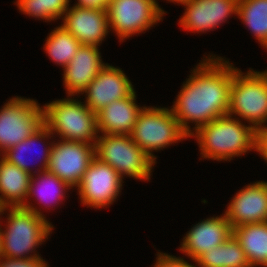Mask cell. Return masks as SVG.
Here are the masks:
<instances>
[{"mask_svg":"<svg viewBox=\"0 0 267 267\" xmlns=\"http://www.w3.org/2000/svg\"><path fill=\"white\" fill-rule=\"evenodd\" d=\"M209 56L191 70L171 108L188 136L200 126L228 114L233 64L222 57ZM191 122L195 123L192 130Z\"/></svg>","mask_w":267,"mask_h":267,"instance_id":"cell-1","label":"cell"},{"mask_svg":"<svg viewBox=\"0 0 267 267\" xmlns=\"http://www.w3.org/2000/svg\"><path fill=\"white\" fill-rule=\"evenodd\" d=\"M194 132L189 137H196L201 157L205 159L230 161L248 151H258V131L228 114Z\"/></svg>","mask_w":267,"mask_h":267,"instance_id":"cell-2","label":"cell"},{"mask_svg":"<svg viewBox=\"0 0 267 267\" xmlns=\"http://www.w3.org/2000/svg\"><path fill=\"white\" fill-rule=\"evenodd\" d=\"M4 211L9 214L1 233L0 256L18 259L40 257L35 250L48 239L54 226L46 218L20 206L1 207L2 215Z\"/></svg>","mask_w":267,"mask_h":267,"instance_id":"cell-3","label":"cell"},{"mask_svg":"<svg viewBox=\"0 0 267 267\" xmlns=\"http://www.w3.org/2000/svg\"><path fill=\"white\" fill-rule=\"evenodd\" d=\"M43 123L60 139L94 144L98 138L97 115L84 102L69 96L42 106Z\"/></svg>","mask_w":267,"mask_h":267,"instance_id":"cell-4","label":"cell"},{"mask_svg":"<svg viewBox=\"0 0 267 267\" xmlns=\"http://www.w3.org/2000/svg\"><path fill=\"white\" fill-rule=\"evenodd\" d=\"M235 114V115H234ZM228 115L239 116L258 132L267 123V70L247 73L233 66Z\"/></svg>","mask_w":267,"mask_h":267,"instance_id":"cell-5","label":"cell"},{"mask_svg":"<svg viewBox=\"0 0 267 267\" xmlns=\"http://www.w3.org/2000/svg\"><path fill=\"white\" fill-rule=\"evenodd\" d=\"M95 157L110 165L120 176L149 181L156 162L143 151L130 135L102 134L95 143Z\"/></svg>","mask_w":267,"mask_h":267,"instance_id":"cell-6","label":"cell"},{"mask_svg":"<svg viewBox=\"0 0 267 267\" xmlns=\"http://www.w3.org/2000/svg\"><path fill=\"white\" fill-rule=\"evenodd\" d=\"M129 135L155 162L157 158L152 153L154 150H162L172 143L189 138L179 126L171 109L147 106H144L138 114Z\"/></svg>","mask_w":267,"mask_h":267,"instance_id":"cell-7","label":"cell"},{"mask_svg":"<svg viewBox=\"0 0 267 267\" xmlns=\"http://www.w3.org/2000/svg\"><path fill=\"white\" fill-rule=\"evenodd\" d=\"M43 108L34 99L15 96L0 109V156L43 125Z\"/></svg>","mask_w":267,"mask_h":267,"instance_id":"cell-8","label":"cell"},{"mask_svg":"<svg viewBox=\"0 0 267 267\" xmlns=\"http://www.w3.org/2000/svg\"><path fill=\"white\" fill-rule=\"evenodd\" d=\"M106 10L109 28L117 34L120 42L134 34L144 33L164 16L154 0H110Z\"/></svg>","mask_w":267,"mask_h":267,"instance_id":"cell-9","label":"cell"},{"mask_svg":"<svg viewBox=\"0 0 267 267\" xmlns=\"http://www.w3.org/2000/svg\"><path fill=\"white\" fill-rule=\"evenodd\" d=\"M122 179L110 165L95 157L77 188L82 205L102 209L116 202L124 183Z\"/></svg>","mask_w":267,"mask_h":267,"instance_id":"cell-10","label":"cell"},{"mask_svg":"<svg viewBox=\"0 0 267 267\" xmlns=\"http://www.w3.org/2000/svg\"><path fill=\"white\" fill-rule=\"evenodd\" d=\"M60 140L52 145L47 170L70 187H78L89 164L95 158V146L84 142Z\"/></svg>","mask_w":267,"mask_h":267,"instance_id":"cell-11","label":"cell"},{"mask_svg":"<svg viewBox=\"0 0 267 267\" xmlns=\"http://www.w3.org/2000/svg\"><path fill=\"white\" fill-rule=\"evenodd\" d=\"M239 0H183L186 9L179 25L188 32H207L237 15Z\"/></svg>","mask_w":267,"mask_h":267,"instance_id":"cell-12","label":"cell"},{"mask_svg":"<svg viewBox=\"0 0 267 267\" xmlns=\"http://www.w3.org/2000/svg\"><path fill=\"white\" fill-rule=\"evenodd\" d=\"M133 85L123 70L107 64L87 86L85 105L95 114L110 102L129 97Z\"/></svg>","mask_w":267,"mask_h":267,"instance_id":"cell-13","label":"cell"},{"mask_svg":"<svg viewBox=\"0 0 267 267\" xmlns=\"http://www.w3.org/2000/svg\"><path fill=\"white\" fill-rule=\"evenodd\" d=\"M64 27L81 45L99 47L110 31L107 10L72 6L64 13Z\"/></svg>","mask_w":267,"mask_h":267,"instance_id":"cell-14","label":"cell"},{"mask_svg":"<svg viewBox=\"0 0 267 267\" xmlns=\"http://www.w3.org/2000/svg\"><path fill=\"white\" fill-rule=\"evenodd\" d=\"M224 212L232 228L267 222V181H256L240 189Z\"/></svg>","mask_w":267,"mask_h":267,"instance_id":"cell-15","label":"cell"},{"mask_svg":"<svg viewBox=\"0 0 267 267\" xmlns=\"http://www.w3.org/2000/svg\"><path fill=\"white\" fill-rule=\"evenodd\" d=\"M233 234V228L225 214L203 219L184 236L180 251L193 262L204 252L216 248Z\"/></svg>","mask_w":267,"mask_h":267,"instance_id":"cell-16","label":"cell"},{"mask_svg":"<svg viewBox=\"0 0 267 267\" xmlns=\"http://www.w3.org/2000/svg\"><path fill=\"white\" fill-rule=\"evenodd\" d=\"M107 65L101 59L97 46L81 45L77 54L62 70L63 82L68 96L83 94L87 86L97 74Z\"/></svg>","mask_w":267,"mask_h":267,"instance_id":"cell-17","label":"cell"},{"mask_svg":"<svg viewBox=\"0 0 267 267\" xmlns=\"http://www.w3.org/2000/svg\"><path fill=\"white\" fill-rule=\"evenodd\" d=\"M143 107L136 104V92L110 102L97 115L98 133L129 135Z\"/></svg>","mask_w":267,"mask_h":267,"instance_id":"cell-18","label":"cell"},{"mask_svg":"<svg viewBox=\"0 0 267 267\" xmlns=\"http://www.w3.org/2000/svg\"><path fill=\"white\" fill-rule=\"evenodd\" d=\"M69 189H72V187H70L66 182H63L60 178H58L48 170L39 172L36 175L33 174L30 180L27 199L20 207L33 211L39 216L46 218L45 215L41 212L40 208L38 210L35 206L32 205L33 203L30 204V201H27L28 198L31 199V197L35 196V198L38 199L36 201L42 204L44 203L43 205L46 206V208L51 206V208H53L54 205H59V203L64 200V198L66 197L65 192H67V190Z\"/></svg>","mask_w":267,"mask_h":267,"instance_id":"cell-19","label":"cell"},{"mask_svg":"<svg viewBox=\"0 0 267 267\" xmlns=\"http://www.w3.org/2000/svg\"><path fill=\"white\" fill-rule=\"evenodd\" d=\"M31 174L0 158V207H18L27 199Z\"/></svg>","mask_w":267,"mask_h":267,"instance_id":"cell-20","label":"cell"},{"mask_svg":"<svg viewBox=\"0 0 267 267\" xmlns=\"http://www.w3.org/2000/svg\"><path fill=\"white\" fill-rule=\"evenodd\" d=\"M251 267H267V222L250 223L233 227Z\"/></svg>","mask_w":267,"mask_h":267,"instance_id":"cell-21","label":"cell"},{"mask_svg":"<svg viewBox=\"0 0 267 267\" xmlns=\"http://www.w3.org/2000/svg\"><path fill=\"white\" fill-rule=\"evenodd\" d=\"M52 137H54V136L51 133V131L43 124L39 129L36 130V132H34L27 139L23 140L22 142L18 143L14 147H12V148L8 149L6 152H4L1 157L6 159L9 163L14 164L17 167H19L20 169L33 175V173H32L33 170H32V168H30L31 166H29L30 163L27 162V160H26L25 153L26 152L28 153L29 151H31L32 147H35L37 145V143L41 142L43 144V143H45V141H47V139H49V138L51 139ZM42 140H43V142H42ZM54 142L55 141H53V142L51 141V143H49L48 147H47V145H44L45 146L43 149L44 151L41 150V152L43 154L40 153V155H42V159L40 157L41 163L38 166L39 168H37L38 173L48 169L50 152H51V148H52V145ZM33 145H35V146H33Z\"/></svg>","mask_w":267,"mask_h":267,"instance_id":"cell-22","label":"cell"},{"mask_svg":"<svg viewBox=\"0 0 267 267\" xmlns=\"http://www.w3.org/2000/svg\"><path fill=\"white\" fill-rule=\"evenodd\" d=\"M195 262L198 267H251L233 234L221 245L201 254Z\"/></svg>","mask_w":267,"mask_h":267,"instance_id":"cell-23","label":"cell"},{"mask_svg":"<svg viewBox=\"0 0 267 267\" xmlns=\"http://www.w3.org/2000/svg\"><path fill=\"white\" fill-rule=\"evenodd\" d=\"M237 16L267 49V0H239Z\"/></svg>","mask_w":267,"mask_h":267,"instance_id":"cell-24","label":"cell"},{"mask_svg":"<svg viewBox=\"0 0 267 267\" xmlns=\"http://www.w3.org/2000/svg\"><path fill=\"white\" fill-rule=\"evenodd\" d=\"M44 50L49 58L64 69L77 54L81 43L64 27L58 26L47 36Z\"/></svg>","mask_w":267,"mask_h":267,"instance_id":"cell-25","label":"cell"},{"mask_svg":"<svg viewBox=\"0 0 267 267\" xmlns=\"http://www.w3.org/2000/svg\"><path fill=\"white\" fill-rule=\"evenodd\" d=\"M69 2L70 0H17L15 4L23 14L49 22L62 18L69 8Z\"/></svg>","mask_w":267,"mask_h":267,"instance_id":"cell-26","label":"cell"},{"mask_svg":"<svg viewBox=\"0 0 267 267\" xmlns=\"http://www.w3.org/2000/svg\"><path fill=\"white\" fill-rule=\"evenodd\" d=\"M0 267H49L40 256L34 258H9L0 256Z\"/></svg>","mask_w":267,"mask_h":267,"instance_id":"cell-27","label":"cell"},{"mask_svg":"<svg viewBox=\"0 0 267 267\" xmlns=\"http://www.w3.org/2000/svg\"><path fill=\"white\" fill-rule=\"evenodd\" d=\"M153 267H196L188 263L183 257H176L173 255H168V253H157L156 263Z\"/></svg>","mask_w":267,"mask_h":267,"instance_id":"cell-28","label":"cell"},{"mask_svg":"<svg viewBox=\"0 0 267 267\" xmlns=\"http://www.w3.org/2000/svg\"><path fill=\"white\" fill-rule=\"evenodd\" d=\"M267 163V125L258 132V151Z\"/></svg>","mask_w":267,"mask_h":267,"instance_id":"cell-29","label":"cell"},{"mask_svg":"<svg viewBox=\"0 0 267 267\" xmlns=\"http://www.w3.org/2000/svg\"><path fill=\"white\" fill-rule=\"evenodd\" d=\"M77 1L78 2L74 4V6L106 10L110 0H77Z\"/></svg>","mask_w":267,"mask_h":267,"instance_id":"cell-30","label":"cell"},{"mask_svg":"<svg viewBox=\"0 0 267 267\" xmlns=\"http://www.w3.org/2000/svg\"><path fill=\"white\" fill-rule=\"evenodd\" d=\"M167 1H170V2H176L178 4H181L183 0H167ZM155 4L157 5V7L165 14L166 12L164 10H162V8L159 7V4L156 0H154Z\"/></svg>","mask_w":267,"mask_h":267,"instance_id":"cell-31","label":"cell"},{"mask_svg":"<svg viewBox=\"0 0 267 267\" xmlns=\"http://www.w3.org/2000/svg\"><path fill=\"white\" fill-rule=\"evenodd\" d=\"M0 216H1V213H0ZM1 222V221H0ZM1 224H0V249H1V233H2V228H1Z\"/></svg>","mask_w":267,"mask_h":267,"instance_id":"cell-32","label":"cell"}]
</instances>
